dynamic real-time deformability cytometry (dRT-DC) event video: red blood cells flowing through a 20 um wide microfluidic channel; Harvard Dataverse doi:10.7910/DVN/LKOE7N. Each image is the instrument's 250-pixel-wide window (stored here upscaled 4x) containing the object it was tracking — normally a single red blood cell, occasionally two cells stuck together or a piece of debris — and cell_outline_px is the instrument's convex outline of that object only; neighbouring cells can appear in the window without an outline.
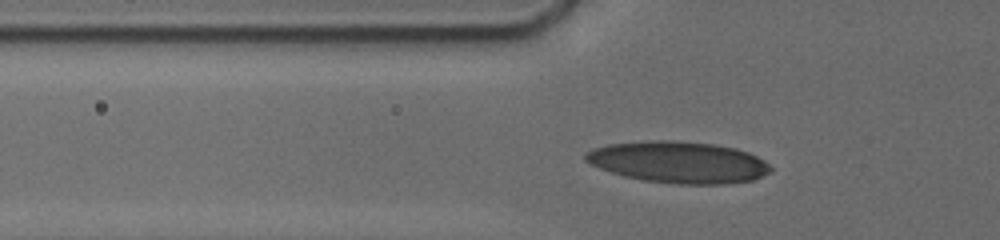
{"species": "human", "species_latin": "Homo sapiens", "temperature_condition": "cold", "stored_images_in_passage": 32, "camera_frame_rate_fps": 3000, "um_per_image_px": 0.085, "donor": {"sex": "male"}, "frame": {"image": 1, "passage_image": 8, "time_ms": 2.667, "image_size_px": [1000, 240], "cell_outline_px": [[772, 172], [752, 180], [728, 184], [676, 184], [644, 180], [624, 176], [600, 168], [584, 160], [584, 156], [592, 148], [608, 144], [648, 140], [676, 140], [712, 144], [732, 148], [748, 152], [764, 160], [772, 168]], "centroid_in_image_um": [57.68, 13.79], "position_along_channel_um": 68.1, "area_um2": 44.8}}
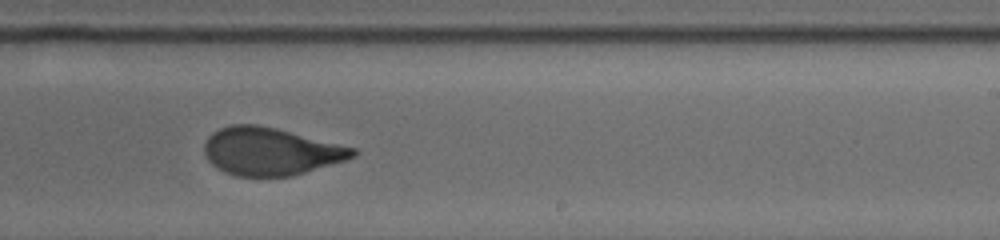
{"frame": {"image": 2, "passage_image": 22, "time_ms": 8.0, "image_size_px": [1000, 240], "cell_outline_px": [[360, 152], [356, 156], [344, 160], [292, 176], [236, 176], [224, 172], [212, 164], [208, 160], [204, 152], [204, 144], [208, 136], [212, 132], [220, 128], [232, 124], [256, 124], [276, 128], [356, 148]], "centroid_in_image_um": [22.98, 12.86], "position_along_channel_um": 266.0, "area_um2": 41.15}}
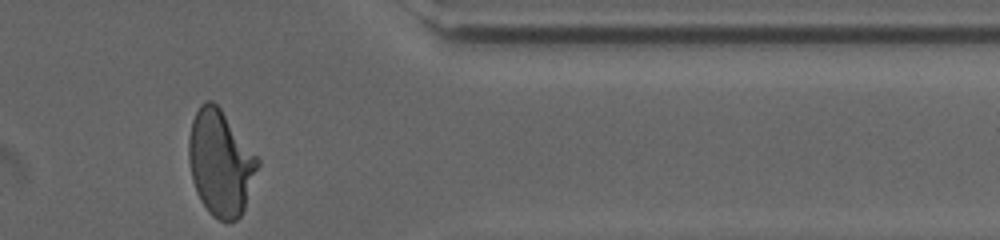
{"frame": {"image": 3, "passage_image": 32, "time_ms": 11.667, "image_size_px": [1000, 240], "cell_outline_px": [[260, 164], [244, 208], [240, 216], [236, 220], [228, 224], [212, 216], [208, 212], [200, 200], [196, 192], [192, 180], [188, 160], [188, 136], [192, 120], [200, 104], [208, 100], [212, 100], [220, 108], [260, 160]], "centroid_in_image_um": [18.72, 13.87], "position_along_channel_um": 392.7, "area_um2": 42.54}, "authors_computed_cell_mechanics": {"area_um2": 41.7894, "velocity_mm_per_s": 3.7784, "shape_relaxation_time_tau1_ms": 6.2672, "shape_relaxation_time_tau2_ms": 0.7666, "deformation_change_tau1": 0.2069, "deformation_change_tau2": 0.0595}}